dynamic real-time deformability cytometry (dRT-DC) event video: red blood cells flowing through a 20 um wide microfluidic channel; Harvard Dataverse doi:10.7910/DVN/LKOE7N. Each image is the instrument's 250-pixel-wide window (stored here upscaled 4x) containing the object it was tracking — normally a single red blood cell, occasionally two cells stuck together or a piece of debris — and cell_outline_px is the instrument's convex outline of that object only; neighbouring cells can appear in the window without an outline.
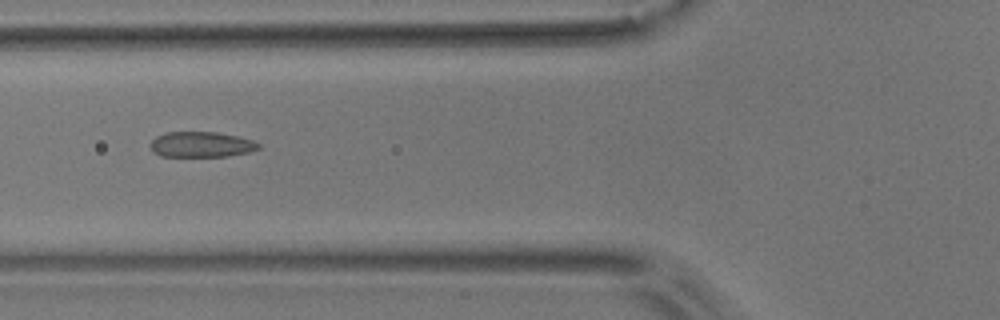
{"species": "common noctule bat (a hibernating species)", "species_latin": "Nyctalus noctula", "temperature_condition": "room temperature", "stored_images_in_passage": 6, "camera_frame_rate_fps": 3000, "um_per_image_px": 0.085, "animal": {"sex": "male", "body_mass_g": 17.9}, "frame": {"image": 1, "passage_image": 2, "time_ms": 1.0, "image_size_px": [1000, 320], "cell_outline_px": [[260, 148], [248, 152], [228, 156], [160, 156], [152, 152], [152, 140], [156, 136], [168, 132], [216, 132], [236, 136], [252, 140], [260, 144]], "centroid_in_image_um": [17.11, 12.28], "position_along_channel_um": 108.7, "area_um2": 15.9}}
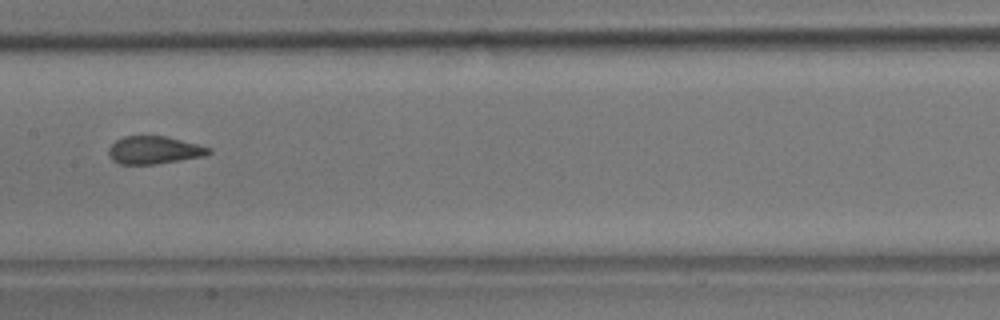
{"frame": {"image": 2, "passage_image": 4, "time_ms": 3.333, "image_size_px": [1000, 320], "cell_outline_px": [[212, 152], [204, 156], [156, 164], [120, 164], [112, 160], [108, 156], [108, 148], [116, 140], [124, 136], [164, 136], [212, 148]], "centroid_in_image_um": [13.07, 12.76], "position_along_channel_um": 194.3, "area_um2": 16.13}}
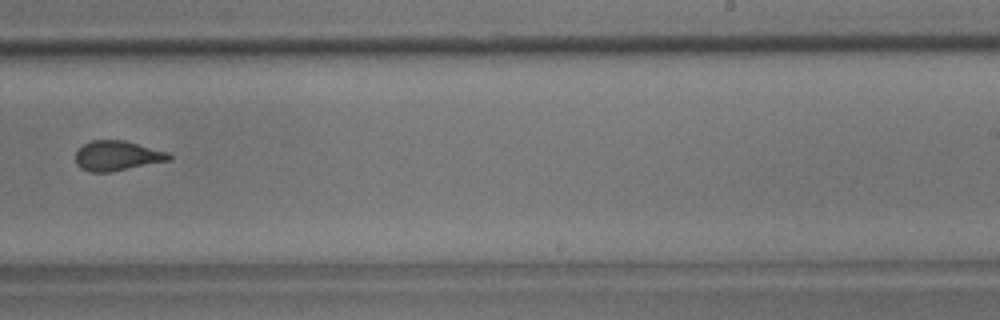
{"frame": {"image": 3, "passage_image": 6, "time_ms": 5.667, "image_size_px": [1000, 320], "cell_outline_px": [[172, 160], [108, 172], [92, 172], [80, 168], [76, 164], [76, 152], [84, 144], [92, 140], [124, 140], [168, 152], [172, 156]], "centroid_in_image_um": [9.97, 13.24], "position_along_channel_um": 279.0, "area_um2": 16.18}}